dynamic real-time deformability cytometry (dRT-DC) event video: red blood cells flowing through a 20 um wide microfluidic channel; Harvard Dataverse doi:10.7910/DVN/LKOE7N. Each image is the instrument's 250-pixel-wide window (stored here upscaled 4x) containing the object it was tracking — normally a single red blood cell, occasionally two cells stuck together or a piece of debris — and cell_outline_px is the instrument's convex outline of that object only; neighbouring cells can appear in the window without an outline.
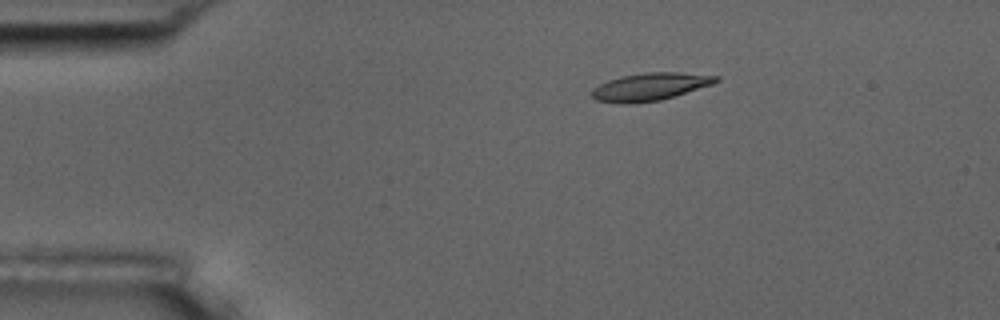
{"species": "common noctule bat (a hibernating species)", "species_latin": "Nyctalus noctula", "temperature_condition": "room temperature", "stored_images_in_passage": 5, "camera_frame_rate_fps": 3000, "um_per_image_px": 0.085, "animal": {"sex": "male", "body_mass_g": 17.5, "forearm_length_mm": 52.3}, "frame": {"image": 1, "passage_image": 2, "time_ms": 1.333, "image_size_px": [1000, 320], "cell_outline_px": [[720, 80], [712, 84], [660, 100], [628, 104], [620, 104], [596, 100], [592, 96], [592, 88], [608, 80], [620, 76], [644, 72], [680, 72], [720, 76]], "centroid_in_image_um": [55.23, 7.36], "position_along_channel_um": 29.8, "area_um2": 20.0}}
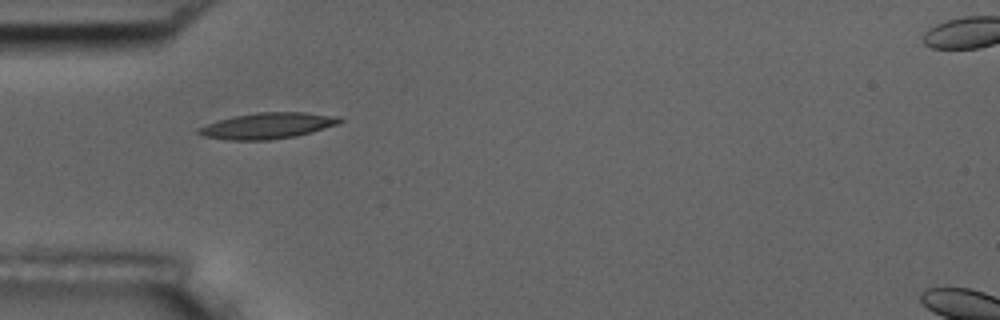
{"frame": {"image": 2, "passage_image": 4, "time_ms": 3.667, "image_size_px": [1000, 320], "cell_outline_px": [[344, 120], [340, 124], [312, 132], [296, 136], [272, 140], [228, 140], [204, 136], [196, 132], [196, 128], [216, 120], [232, 116], [256, 112], [304, 112], [340, 116]], "centroid_in_image_um": [22.76, 10.68], "position_along_channel_um": 62.2, "area_um2": 21.79}}